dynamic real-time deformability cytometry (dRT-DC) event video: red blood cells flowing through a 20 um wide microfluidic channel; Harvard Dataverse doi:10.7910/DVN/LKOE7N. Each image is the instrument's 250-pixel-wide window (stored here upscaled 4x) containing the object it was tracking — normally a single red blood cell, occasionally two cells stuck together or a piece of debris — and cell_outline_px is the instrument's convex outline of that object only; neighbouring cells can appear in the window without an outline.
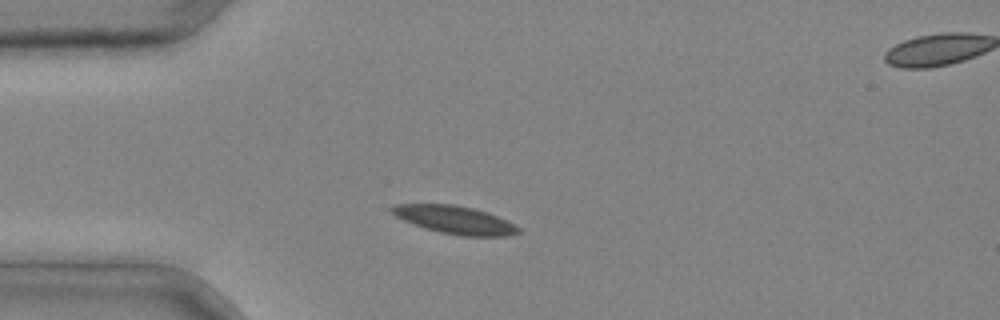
{"species": "common noctule bat (a hibernating species)", "species_latin": "Nyctalus noctula", "temperature_condition": "cold", "stored_images_in_passage": 2, "camera_frame_rate_fps": 3000, "um_per_image_px": 0.085, "animal": {"sex": "male", "body_mass_g": 20.4}, "frame": {"image": 1, "passage_image": 1, "time_ms": 0.0, "image_size_px": [1000, 320], "cell_outline_px": [[520, 232], [504, 236], [460, 236], [440, 232], [424, 228], [404, 220], [396, 216], [388, 208], [396, 204], [452, 204], [472, 208], [488, 212], [508, 220], [516, 224], [520, 228]], "centroid_in_image_um": [38.69, 18.68], "position_along_channel_um": 46.3, "area_um2": 20.63}}